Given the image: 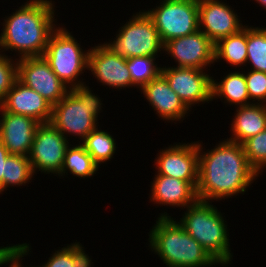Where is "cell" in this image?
Segmentation results:
<instances>
[{
  "label": "cell",
  "instance_id": "cell-1",
  "mask_svg": "<svg viewBox=\"0 0 266 267\" xmlns=\"http://www.w3.org/2000/svg\"><path fill=\"white\" fill-rule=\"evenodd\" d=\"M198 140V200L220 202L244 195L259 174L249 165L242 144L221 139L207 149ZM206 150V151H205Z\"/></svg>",
  "mask_w": 266,
  "mask_h": 267
},
{
  "label": "cell",
  "instance_id": "cell-2",
  "mask_svg": "<svg viewBox=\"0 0 266 267\" xmlns=\"http://www.w3.org/2000/svg\"><path fill=\"white\" fill-rule=\"evenodd\" d=\"M26 1L0 22V51L5 54L7 51H11L10 54L14 52L12 55L15 59L43 56L50 35L60 24L55 19L58 17L55 9L57 2Z\"/></svg>",
  "mask_w": 266,
  "mask_h": 267
},
{
  "label": "cell",
  "instance_id": "cell-3",
  "mask_svg": "<svg viewBox=\"0 0 266 267\" xmlns=\"http://www.w3.org/2000/svg\"><path fill=\"white\" fill-rule=\"evenodd\" d=\"M155 221L148 233V250L158 255L166 267L220 266L167 210L159 213Z\"/></svg>",
  "mask_w": 266,
  "mask_h": 267
},
{
  "label": "cell",
  "instance_id": "cell-4",
  "mask_svg": "<svg viewBox=\"0 0 266 267\" xmlns=\"http://www.w3.org/2000/svg\"><path fill=\"white\" fill-rule=\"evenodd\" d=\"M178 223L193 237L210 256L223 267L233 262V253L230 247L228 222L225 213L213 202L197 200L186 207Z\"/></svg>",
  "mask_w": 266,
  "mask_h": 267
},
{
  "label": "cell",
  "instance_id": "cell-5",
  "mask_svg": "<svg viewBox=\"0 0 266 267\" xmlns=\"http://www.w3.org/2000/svg\"><path fill=\"white\" fill-rule=\"evenodd\" d=\"M89 83L81 84L70 91L54 106L50 123L69 141L81 143L99 126L102 117L103 100L91 90ZM72 135V136H70ZM69 137V138H68ZM71 137V139H70ZM80 140V141H79Z\"/></svg>",
  "mask_w": 266,
  "mask_h": 267
},
{
  "label": "cell",
  "instance_id": "cell-6",
  "mask_svg": "<svg viewBox=\"0 0 266 267\" xmlns=\"http://www.w3.org/2000/svg\"><path fill=\"white\" fill-rule=\"evenodd\" d=\"M65 25L59 24L52 32L43 57L58 78L71 89L87 83L81 76L86 75L84 72L88 73L85 70H88L90 48L84 49V45L81 46V42L74 37L75 34Z\"/></svg>",
  "mask_w": 266,
  "mask_h": 267
},
{
  "label": "cell",
  "instance_id": "cell-7",
  "mask_svg": "<svg viewBox=\"0 0 266 267\" xmlns=\"http://www.w3.org/2000/svg\"><path fill=\"white\" fill-rule=\"evenodd\" d=\"M129 18L125 24H121L114 39L112 36L104 43L126 59L137 56L161 57L164 44L153 20L143 9L132 13Z\"/></svg>",
  "mask_w": 266,
  "mask_h": 267
},
{
  "label": "cell",
  "instance_id": "cell-8",
  "mask_svg": "<svg viewBox=\"0 0 266 267\" xmlns=\"http://www.w3.org/2000/svg\"><path fill=\"white\" fill-rule=\"evenodd\" d=\"M160 2V3H159ZM144 11L153 20L162 43L199 30L198 0H159Z\"/></svg>",
  "mask_w": 266,
  "mask_h": 267
},
{
  "label": "cell",
  "instance_id": "cell-9",
  "mask_svg": "<svg viewBox=\"0 0 266 267\" xmlns=\"http://www.w3.org/2000/svg\"><path fill=\"white\" fill-rule=\"evenodd\" d=\"M71 142L50 122L40 123L34 136L29 161L33 173L57 176L63 166L66 151Z\"/></svg>",
  "mask_w": 266,
  "mask_h": 267
},
{
  "label": "cell",
  "instance_id": "cell-10",
  "mask_svg": "<svg viewBox=\"0 0 266 267\" xmlns=\"http://www.w3.org/2000/svg\"><path fill=\"white\" fill-rule=\"evenodd\" d=\"M208 70L163 65L161 74L171 89L192 112L196 105L212 102V76Z\"/></svg>",
  "mask_w": 266,
  "mask_h": 267
},
{
  "label": "cell",
  "instance_id": "cell-11",
  "mask_svg": "<svg viewBox=\"0 0 266 267\" xmlns=\"http://www.w3.org/2000/svg\"><path fill=\"white\" fill-rule=\"evenodd\" d=\"M90 48L88 55V73L96 82L109 90L132 88V79L126 58L118 55L108 45L100 42ZM127 87V88H126Z\"/></svg>",
  "mask_w": 266,
  "mask_h": 267
},
{
  "label": "cell",
  "instance_id": "cell-12",
  "mask_svg": "<svg viewBox=\"0 0 266 267\" xmlns=\"http://www.w3.org/2000/svg\"><path fill=\"white\" fill-rule=\"evenodd\" d=\"M17 79L38 92L52 106L70 91L43 56L18 59Z\"/></svg>",
  "mask_w": 266,
  "mask_h": 267
},
{
  "label": "cell",
  "instance_id": "cell-13",
  "mask_svg": "<svg viewBox=\"0 0 266 267\" xmlns=\"http://www.w3.org/2000/svg\"><path fill=\"white\" fill-rule=\"evenodd\" d=\"M215 44L210 38L198 30L197 32L169 40L164 43L163 54L174 60L173 67H188L207 70L215 65L214 62ZM212 64V65H211Z\"/></svg>",
  "mask_w": 266,
  "mask_h": 267
},
{
  "label": "cell",
  "instance_id": "cell-14",
  "mask_svg": "<svg viewBox=\"0 0 266 267\" xmlns=\"http://www.w3.org/2000/svg\"><path fill=\"white\" fill-rule=\"evenodd\" d=\"M164 147L155 157V173L187 182H198L197 141L175 142Z\"/></svg>",
  "mask_w": 266,
  "mask_h": 267
},
{
  "label": "cell",
  "instance_id": "cell-15",
  "mask_svg": "<svg viewBox=\"0 0 266 267\" xmlns=\"http://www.w3.org/2000/svg\"><path fill=\"white\" fill-rule=\"evenodd\" d=\"M236 11L227 0H198L199 30L214 44L238 33L246 23L243 24L241 14Z\"/></svg>",
  "mask_w": 266,
  "mask_h": 267
},
{
  "label": "cell",
  "instance_id": "cell-16",
  "mask_svg": "<svg viewBox=\"0 0 266 267\" xmlns=\"http://www.w3.org/2000/svg\"><path fill=\"white\" fill-rule=\"evenodd\" d=\"M139 92L151 106L158 118L166 123L177 124L185 120L191 111L185 106L179 96L171 89L168 81L160 74L157 78L145 84Z\"/></svg>",
  "mask_w": 266,
  "mask_h": 267
},
{
  "label": "cell",
  "instance_id": "cell-17",
  "mask_svg": "<svg viewBox=\"0 0 266 267\" xmlns=\"http://www.w3.org/2000/svg\"><path fill=\"white\" fill-rule=\"evenodd\" d=\"M149 203L160 207H176L181 210L194 204L197 200L196 187L198 182H187L173 177L153 173Z\"/></svg>",
  "mask_w": 266,
  "mask_h": 267
},
{
  "label": "cell",
  "instance_id": "cell-18",
  "mask_svg": "<svg viewBox=\"0 0 266 267\" xmlns=\"http://www.w3.org/2000/svg\"><path fill=\"white\" fill-rule=\"evenodd\" d=\"M39 124L32 117L0 111V141L10 154L29 156Z\"/></svg>",
  "mask_w": 266,
  "mask_h": 267
},
{
  "label": "cell",
  "instance_id": "cell-19",
  "mask_svg": "<svg viewBox=\"0 0 266 267\" xmlns=\"http://www.w3.org/2000/svg\"><path fill=\"white\" fill-rule=\"evenodd\" d=\"M0 111L29 116L39 123H48L51 120L52 105L38 92L16 79L0 103Z\"/></svg>",
  "mask_w": 266,
  "mask_h": 267
},
{
  "label": "cell",
  "instance_id": "cell-20",
  "mask_svg": "<svg viewBox=\"0 0 266 267\" xmlns=\"http://www.w3.org/2000/svg\"><path fill=\"white\" fill-rule=\"evenodd\" d=\"M234 117V118H233ZM228 140L243 144L266 129V105L252 103L235 108Z\"/></svg>",
  "mask_w": 266,
  "mask_h": 267
},
{
  "label": "cell",
  "instance_id": "cell-21",
  "mask_svg": "<svg viewBox=\"0 0 266 267\" xmlns=\"http://www.w3.org/2000/svg\"><path fill=\"white\" fill-rule=\"evenodd\" d=\"M225 72L219 79L212 74V101L220 99L227 106H246L252 104L248 96L245 74L243 70H232ZM219 82H218V81ZM228 104V105H227ZM227 105V106H226Z\"/></svg>",
  "mask_w": 266,
  "mask_h": 267
},
{
  "label": "cell",
  "instance_id": "cell-22",
  "mask_svg": "<svg viewBox=\"0 0 266 267\" xmlns=\"http://www.w3.org/2000/svg\"><path fill=\"white\" fill-rule=\"evenodd\" d=\"M243 70L247 61V24L236 34L220 39L214 46V62ZM244 67V68H243Z\"/></svg>",
  "mask_w": 266,
  "mask_h": 267
},
{
  "label": "cell",
  "instance_id": "cell-23",
  "mask_svg": "<svg viewBox=\"0 0 266 267\" xmlns=\"http://www.w3.org/2000/svg\"><path fill=\"white\" fill-rule=\"evenodd\" d=\"M100 168L81 143L73 142L66 151L62 169L56 177L69 178L67 175L72 174L76 178L88 179L96 176Z\"/></svg>",
  "mask_w": 266,
  "mask_h": 267
},
{
  "label": "cell",
  "instance_id": "cell-24",
  "mask_svg": "<svg viewBox=\"0 0 266 267\" xmlns=\"http://www.w3.org/2000/svg\"><path fill=\"white\" fill-rule=\"evenodd\" d=\"M101 126H98L94 131L90 132L81 144L85 147V150L93 158V160L101 166L104 163L111 161L114 158V154L117 153V141L114 136L110 134L106 129L102 130Z\"/></svg>",
  "mask_w": 266,
  "mask_h": 267
},
{
  "label": "cell",
  "instance_id": "cell-25",
  "mask_svg": "<svg viewBox=\"0 0 266 267\" xmlns=\"http://www.w3.org/2000/svg\"><path fill=\"white\" fill-rule=\"evenodd\" d=\"M35 174L28 156L10 154L5 161V175H3V193L10 187L26 186L35 180Z\"/></svg>",
  "mask_w": 266,
  "mask_h": 267
},
{
  "label": "cell",
  "instance_id": "cell-26",
  "mask_svg": "<svg viewBox=\"0 0 266 267\" xmlns=\"http://www.w3.org/2000/svg\"><path fill=\"white\" fill-rule=\"evenodd\" d=\"M249 65V66H247ZM266 73V27L247 25L246 68Z\"/></svg>",
  "mask_w": 266,
  "mask_h": 267
},
{
  "label": "cell",
  "instance_id": "cell-27",
  "mask_svg": "<svg viewBox=\"0 0 266 267\" xmlns=\"http://www.w3.org/2000/svg\"><path fill=\"white\" fill-rule=\"evenodd\" d=\"M156 58L159 59L156 56H137L126 59L132 79V88H137L138 91L161 74L162 65L158 64Z\"/></svg>",
  "mask_w": 266,
  "mask_h": 267
},
{
  "label": "cell",
  "instance_id": "cell-28",
  "mask_svg": "<svg viewBox=\"0 0 266 267\" xmlns=\"http://www.w3.org/2000/svg\"><path fill=\"white\" fill-rule=\"evenodd\" d=\"M249 165L260 175L266 170V129L243 144Z\"/></svg>",
  "mask_w": 266,
  "mask_h": 267
},
{
  "label": "cell",
  "instance_id": "cell-29",
  "mask_svg": "<svg viewBox=\"0 0 266 267\" xmlns=\"http://www.w3.org/2000/svg\"><path fill=\"white\" fill-rule=\"evenodd\" d=\"M244 74L250 102L266 105V73L247 68Z\"/></svg>",
  "mask_w": 266,
  "mask_h": 267
},
{
  "label": "cell",
  "instance_id": "cell-30",
  "mask_svg": "<svg viewBox=\"0 0 266 267\" xmlns=\"http://www.w3.org/2000/svg\"><path fill=\"white\" fill-rule=\"evenodd\" d=\"M18 59L0 51V103L17 79Z\"/></svg>",
  "mask_w": 266,
  "mask_h": 267
},
{
  "label": "cell",
  "instance_id": "cell-31",
  "mask_svg": "<svg viewBox=\"0 0 266 267\" xmlns=\"http://www.w3.org/2000/svg\"><path fill=\"white\" fill-rule=\"evenodd\" d=\"M32 246L29 243H18V244H6V248L1 257V261L4 266L8 267H24L23 261L25 262L24 257L31 256L30 250ZM25 267L27 265L25 264ZM28 267H40V265L32 266L31 264Z\"/></svg>",
  "mask_w": 266,
  "mask_h": 267
},
{
  "label": "cell",
  "instance_id": "cell-32",
  "mask_svg": "<svg viewBox=\"0 0 266 267\" xmlns=\"http://www.w3.org/2000/svg\"><path fill=\"white\" fill-rule=\"evenodd\" d=\"M54 251L48 257V260L40 263V267H74L72 261V243L64 244V247L57 250L54 249Z\"/></svg>",
  "mask_w": 266,
  "mask_h": 267
},
{
  "label": "cell",
  "instance_id": "cell-33",
  "mask_svg": "<svg viewBox=\"0 0 266 267\" xmlns=\"http://www.w3.org/2000/svg\"><path fill=\"white\" fill-rule=\"evenodd\" d=\"M92 256L86 253L85 247L77 240L72 242V261L74 267H93Z\"/></svg>",
  "mask_w": 266,
  "mask_h": 267
},
{
  "label": "cell",
  "instance_id": "cell-34",
  "mask_svg": "<svg viewBox=\"0 0 266 267\" xmlns=\"http://www.w3.org/2000/svg\"><path fill=\"white\" fill-rule=\"evenodd\" d=\"M10 155L8 149L0 141V195H3V175H5V161Z\"/></svg>",
  "mask_w": 266,
  "mask_h": 267
},
{
  "label": "cell",
  "instance_id": "cell-35",
  "mask_svg": "<svg viewBox=\"0 0 266 267\" xmlns=\"http://www.w3.org/2000/svg\"><path fill=\"white\" fill-rule=\"evenodd\" d=\"M253 1H254V3L256 2L257 4H259V6L264 7L263 9H265V11H266V0H252V2Z\"/></svg>",
  "mask_w": 266,
  "mask_h": 267
},
{
  "label": "cell",
  "instance_id": "cell-36",
  "mask_svg": "<svg viewBox=\"0 0 266 267\" xmlns=\"http://www.w3.org/2000/svg\"><path fill=\"white\" fill-rule=\"evenodd\" d=\"M5 248H6V246H4V245L0 247V267L4 266L3 262L1 261V257H2V254H3Z\"/></svg>",
  "mask_w": 266,
  "mask_h": 267
}]
</instances>
